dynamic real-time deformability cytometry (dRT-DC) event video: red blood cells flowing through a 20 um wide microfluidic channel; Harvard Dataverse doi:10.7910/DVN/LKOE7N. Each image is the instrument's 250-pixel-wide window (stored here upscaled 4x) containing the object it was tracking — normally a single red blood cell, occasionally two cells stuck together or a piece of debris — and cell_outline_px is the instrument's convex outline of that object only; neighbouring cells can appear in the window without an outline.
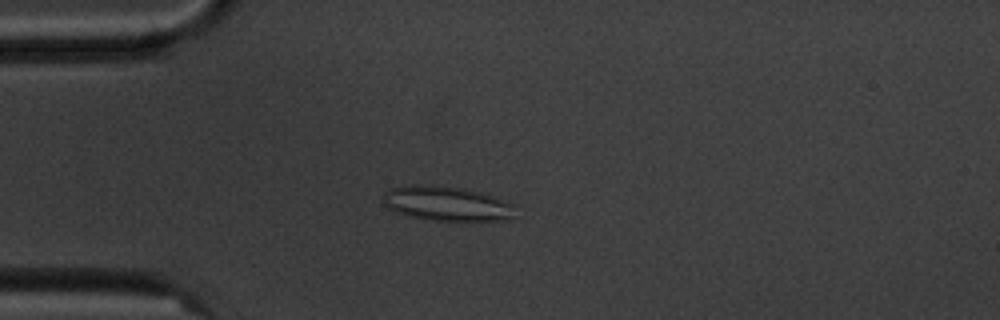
{"species": "common noctule bat (a hibernating species)", "species_latin": "Nyctalus noctula", "temperature_condition": "cold", "stored_images_in_passage": 6, "camera_frame_rate_fps": 3000, "um_per_image_px": 0.085, "animal": {"sex": "male", "body_mass_g": 20.1, "forearm_length_mm": 53.5}, "frame": {"image": 1, "passage_image": 2, "time_ms": 1.333, "image_size_px": [1000, 320], "cell_outline_px": [[516, 204], [512, 220], [432, 220], [412, 216], [396, 212], [388, 208], [384, 204], [384, 192], [388, 188], [412, 184], [432, 184], [464, 188], [480, 192]], "centroid_in_image_um": [37.98, 17.28], "position_along_channel_um": 47.0, "area_um2": 26.82}}
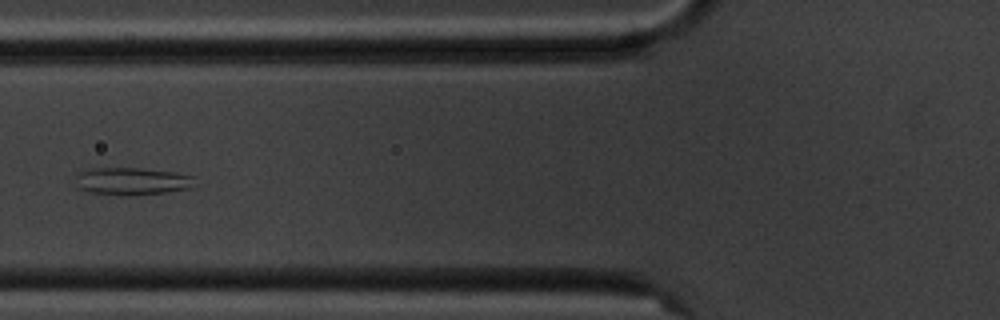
{"frame": {"image": 2, "passage_image": 4, "time_ms": 3.667, "image_size_px": [1000, 320], "cell_outline_px": [[196, 184], [192, 188], [164, 192], [128, 196], [124, 196], [92, 192], [80, 188], [76, 176], [76, 172], [96, 168], [140, 168], [176, 172], [196, 176]], "centroid_in_image_um": [11.31, 15.4], "position_along_channel_um": 114.5, "area_um2": 19.19}}